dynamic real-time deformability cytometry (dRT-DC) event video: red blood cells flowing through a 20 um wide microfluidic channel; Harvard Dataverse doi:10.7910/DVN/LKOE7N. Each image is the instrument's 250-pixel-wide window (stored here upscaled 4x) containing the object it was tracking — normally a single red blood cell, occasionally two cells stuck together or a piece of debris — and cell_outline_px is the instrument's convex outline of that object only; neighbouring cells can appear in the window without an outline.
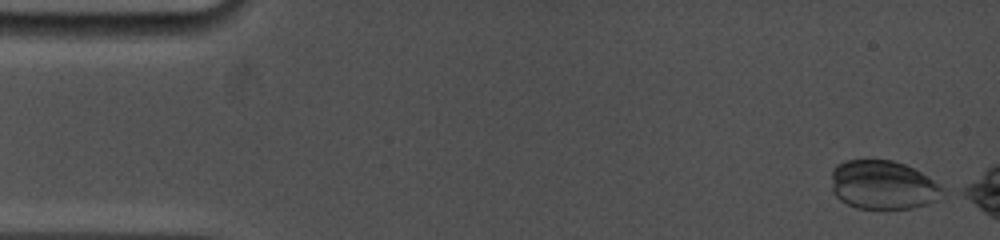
{"species": "common noctule bat (a hibernating species)", "species_latin": "Nyctalus noctula", "temperature_condition": "cold", "stored_images_in_passage": 75, "camera_frame_rate_fps": 5000, "um_per_image_px": 0.085, "animal": {"sex": "female", "body_mass_g": 19.0, "forearm_length_mm": 53.3}, "frame": {"image": 1, "passage_image": 1, "time_ms": 0.0, "image_size_px": [1000, 240], "cell_outline_px": [[948, 192], [940, 200], [928, 204], [912, 208], [856, 208], [840, 200], [832, 192], [832, 168], [836, 164], [844, 160], [892, 160], [904, 164], [920, 172], [944, 188]], "centroid_in_image_um": [75.07, 15.73], "position_along_channel_um": 9.9, "area_um2": 31.91}}
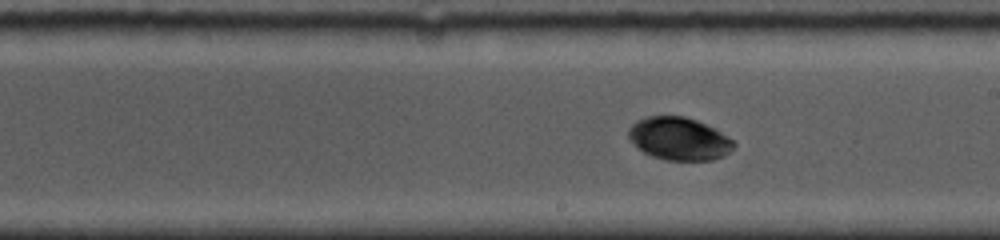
{"frame": {"image": 2, "passage_image": 46, "time_ms": 9.0, "image_size_px": [1000, 240], "cell_outline_px": [[736, 144], [724, 156], [712, 160], [664, 160], [652, 156], [644, 152], [628, 136], [628, 128], [636, 120], [648, 116], [684, 116], [696, 120], [720, 132], [732, 140]], "centroid_in_image_um": [57.7, 11.79], "position_along_channel_um": 231.3, "area_um2": 25.89}}
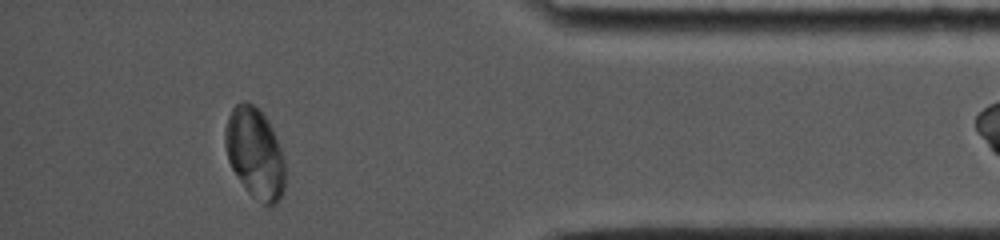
{"frame": {"image": 3, "passage_image": 73, "time_ms": 14.4, "image_size_px": [1000, 240], "cell_outline_px": [[284, 192], [280, 200], [276, 204], [268, 208], [256, 200], [248, 192], [232, 168], [228, 160], [224, 144], [224, 132], [228, 116], [232, 108], [236, 104], [244, 100], [252, 104], [268, 120], [276, 136], [284, 160]], "centroid_in_image_um": [21.67, 13.05], "position_along_channel_um": 413.5, "area_um2": 31.79}}